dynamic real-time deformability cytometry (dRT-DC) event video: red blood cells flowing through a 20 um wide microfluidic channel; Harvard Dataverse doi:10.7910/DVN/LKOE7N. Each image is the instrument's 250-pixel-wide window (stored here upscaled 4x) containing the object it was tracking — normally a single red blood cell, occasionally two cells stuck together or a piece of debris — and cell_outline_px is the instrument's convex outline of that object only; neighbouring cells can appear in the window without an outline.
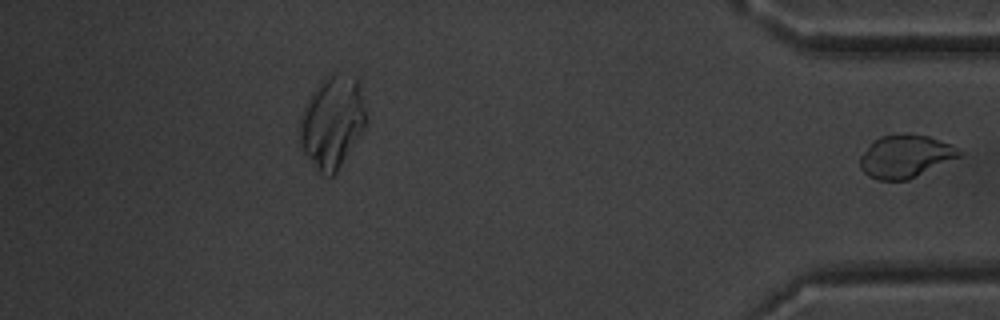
{"species": "common noctule bat (a hibernating species)", "species_latin": "Nyctalus noctula", "temperature_condition": "warm", "stored_images_in_passage": 42, "segment_of_instrument_passage": [2, 2], "camera_frame_rate_fps": 3000, "um_per_image_px": 0.085, "animal": {"sex": "male", "body_mass_g": 20.1, "forearm_length_mm": 53.5}, "frame": {"image": 1, "passage_image": 42, "time_ms": 13.667, "image_size_px": [1000, 320], "cell_outline_px": [[964, 152], [960, 156], [908, 180], [880, 180], [868, 176], [860, 168], [860, 156], [872, 140], [880, 136], [904, 132], [928, 136], [952, 144]], "centroid_in_image_um": [76.94, 13.26], "position_along_channel_um": 358.3, "area_um2": 24.97}}